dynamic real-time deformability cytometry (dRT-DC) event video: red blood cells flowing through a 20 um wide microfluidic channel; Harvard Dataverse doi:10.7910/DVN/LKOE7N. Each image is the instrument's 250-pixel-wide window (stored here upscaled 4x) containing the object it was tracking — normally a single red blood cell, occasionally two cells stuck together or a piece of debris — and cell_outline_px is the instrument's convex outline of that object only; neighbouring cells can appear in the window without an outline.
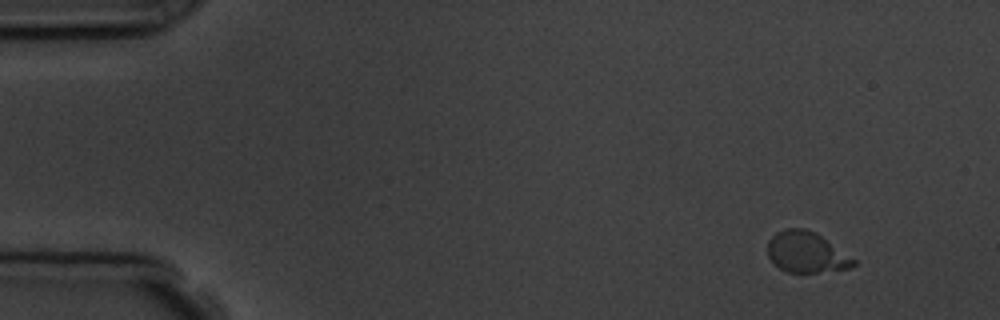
{"species": "common noctule bat (a hibernating species)", "species_latin": "Nyctalus noctula", "temperature_condition": "room temperature", "stored_images_in_passage": 4, "camera_frame_rate_fps": 3000, "um_per_image_px": 0.085, "animal": {"sex": "male", "body_mass_g": 19.5, "forearm_length_mm": 54.6}, "frame": {"image": 1, "passage_image": 1, "time_ms": 0.0, "image_size_px": [1000, 320], "cell_outline_px": [[856, 264], [852, 268], [816, 272], [788, 272], [780, 268], [768, 256], [768, 240], [776, 232], [784, 228], [804, 228], [816, 232], [856, 260]], "centroid_in_image_um": [68.55, 21.42], "position_along_channel_um": 16.5, "area_um2": 20.35}}